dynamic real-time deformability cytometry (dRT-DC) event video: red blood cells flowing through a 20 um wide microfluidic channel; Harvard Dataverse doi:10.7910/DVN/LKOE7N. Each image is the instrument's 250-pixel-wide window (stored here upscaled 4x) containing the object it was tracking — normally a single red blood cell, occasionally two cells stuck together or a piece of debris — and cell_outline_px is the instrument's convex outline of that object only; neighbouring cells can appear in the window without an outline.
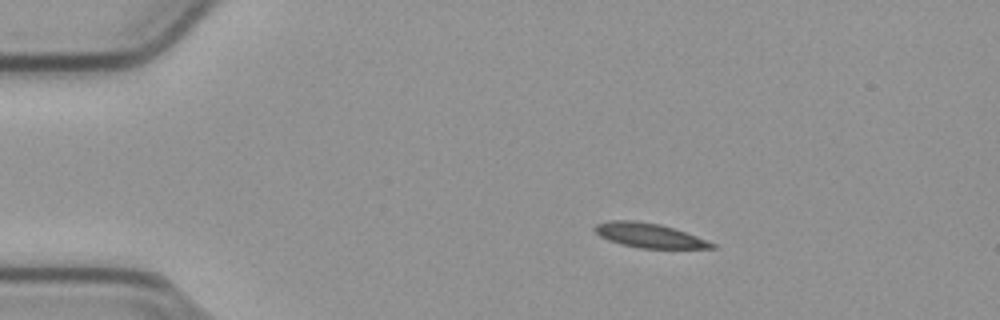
{"species": "common noctule bat (a hibernating species)", "species_latin": "Nyctalus noctula", "temperature_condition": "cold", "stored_images_in_passage": 46, "camera_frame_rate_fps": 3000, "um_per_image_px": 0.085, "animal": {"sex": "male", "body_mass_g": 23.1, "forearm_length_mm": 52.7}, "frame": {"image": 1, "passage_image": 1, "time_ms": 0.0, "image_size_px": [1000, 320], "cell_outline_px": [[716, 248], [640, 248], [620, 244], [608, 240], [600, 236], [592, 228], [596, 224], [608, 220], [636, 220], [660, 224], [696, 236], [716, 244]], "centroid_in_image_um": [55.12, 20.0], "position_along_channel_um": 29.9, "area_um2": 16.59}}
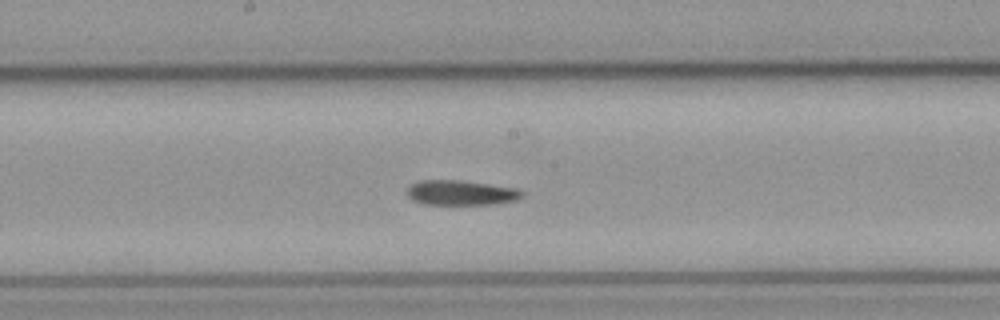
{"frame": {"image": 2, "passage_image": 20, "time_ms": 6.333, "image_size_px": [1000, 320], "cell_outline_px": [[524, 196], [516, 200], [496, 204], [424, 204], [412, 200], [408, 196], [408, 188], [412, 184], [420, 180], [460, 180], [516, 188], [524, 192]], "centroid_in_image_um": [39.2, 16.38], "position_along_channel_um": 209.0, "area_um2": 16.65}}
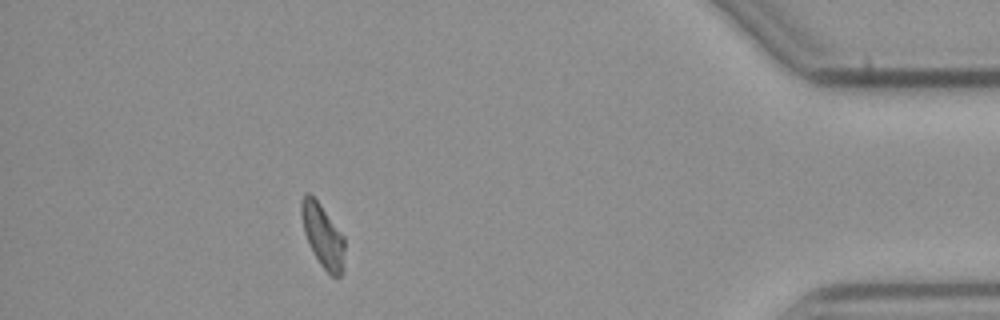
{"frame": {"image": 3, "passage_image": 40, "time_ms": 13.0, "image_size_px": [1000, 320], "cell_outline_px": [[344, 272], [340, 276], [332, 276], [320, 264], [304, 232], [300, 212], [300, 200], [304, 192], [308, 192], [320, 204], [344, 236]], "centroid_in_image_um": [27.44, 20.01], "position_along_channel_um": 407.8, "area_um2": 15.84}, "authors_computed_cell_mechanics": {"area_um2": 16.8198, "velocity_mm_per_s": 3.7782, "shape_relaxation_time_tau1_ms": 7.3631, "shape_relaxation_time_tau2_ms": null, "deformation_change_tau1": 0.1751, "deformation_change_tau2": null}}